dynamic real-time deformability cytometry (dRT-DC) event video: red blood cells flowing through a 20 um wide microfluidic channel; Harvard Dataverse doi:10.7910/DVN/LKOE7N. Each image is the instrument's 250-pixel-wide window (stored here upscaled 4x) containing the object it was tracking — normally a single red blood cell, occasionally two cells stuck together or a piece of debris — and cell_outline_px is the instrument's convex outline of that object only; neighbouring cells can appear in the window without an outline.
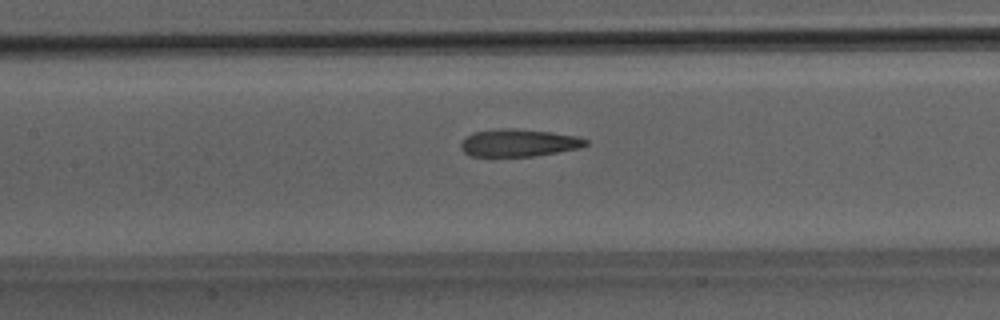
{"species": "Egyptian fruit bat (a non-hibernating species)", "species_latin": "Rousettus aegyptiacus", "temperature_condition": "room temperature", "stored_images_in_passage": 25, "camera_frame_rate_fps": 3000, "um_per_image_px": 0.085, "animal": {"sex": "male"}, "frame": {"image": 1, "passage_image": 10, "time_ms": 3.0, "image_size_px": [1000, 320], "cell_outline_px": [[588, 144], [580, 148], [532, 156], [472, 156], [464, 152], [460, 148], [460, 144], [472, 132], [500, 128], [512, 128], [552, 132], [580, 136], [588, 140]], "centroid_in_image_um": [44.11, 12.13], "position_along_channel_um": 163.3, "area_um2": 20.0}}